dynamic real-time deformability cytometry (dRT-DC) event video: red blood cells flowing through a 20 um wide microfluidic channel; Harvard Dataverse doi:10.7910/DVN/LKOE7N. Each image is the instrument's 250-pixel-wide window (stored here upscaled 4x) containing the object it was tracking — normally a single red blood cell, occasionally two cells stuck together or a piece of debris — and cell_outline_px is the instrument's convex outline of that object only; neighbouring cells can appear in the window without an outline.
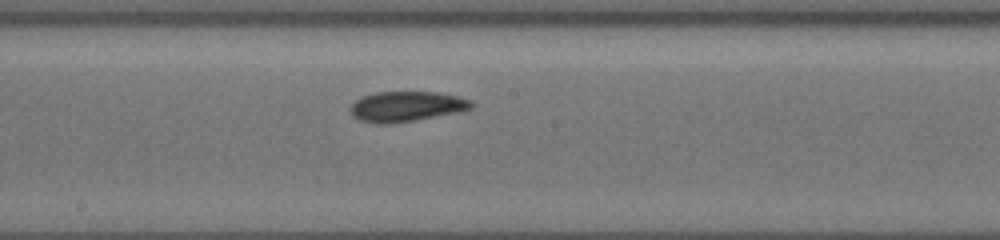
{"species": "common noctule bat (a hibernating species)", "species_latin": "Nyctalus noctula", "temperature_condition": "cold", "stored_images_in_passage": 10, "camera_frame_rate_fps": 3000, "um_per_image_px": 0.085, "animal": {"sex": "female", "body_mass_g": 19.5, "forearm_length_mm": 54.1}, "frame": {"image": 1, "passage_image": 10, "time_ms": 8.667, "image_size_px": [1000, 240], "cell_outline_px": [[472, 108], [392, 124], [376, 124], [360, 120], [352, 116], [348, 108], [360, 96], [376, 92], [436, 92], [456, 96], [472, 100]], "centroid_in_image_um": [34.43, 9.04], "position_along_channel_um": 213.8, "area_um2": 21.04}}